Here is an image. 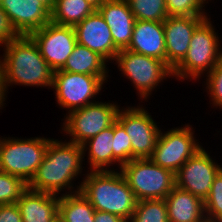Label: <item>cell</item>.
Masks as SVG:
<instances>
[{"mask_svg": "<svg viewBox=\"0 0 222 222\" xmlns=\"http://www.w3.org/2000/svg\"><path fill=\"white\" fill-rule=\"evenodd\" d=\"M83 175L86 176L81 182L80 192L96 211L130 220L137 200L120 171H90Z\"/></svg>", "mask_w": 222, "mask_h": 222, "instance_id": "obj_3", "label": "cell"}, {"mask_svg": "<svg viewBox=\"0 0 222 222\" xmlns=\"http://www.w3.org/2000/svg\"><path fill=\"white\" fill-rule=\"evenodd\" d=\"M208 16H168L163 22L166 64L173 70L185 57L192 34Z\"/></svg>", "mask_w": 222, "mask_h": 222, "instance_id": "obj_14", "label": "cell"}, {"mask_svg": "<svg viewBox=\"0 0 222 222\" xmlns=\"http://www.w3.org/2000/svg\"><path fill=\"white\" fill-rule=\"evenodd\" d=\"M2 48L5 92L13 84L52 87L54 70L42 57L37 43L30 35H20Z\"/></svg>", "mask_w": 222, "mask_h": 222, "instance_id": "obj_2", "label": "cell"}, {"mask_svg": "<svg viewBox=\"0 0 222 222\" xmlns=\"http://www.w3.org/2000/svg\"><path fill=\"white\" fill-rule=\"evenodd\" d=\"M48 148V138L30 139L0 137V171L23 179L35 176Z\"/></svg>", "mask_w": 222, "mask_h": 222, "instance_id": "obj_6", "label": "cell"}, {"mask_svg": "<svg viewBox=\"0 0 222 222\" xmlns=\"http://www.w3.org/2000/svg\"><path fill=\"white\" fill-rule=\"evenodd\" d=\"M105 82L98 76L54 71L51 89L55 90L57 104L68 113L97 102L91 100L103 89Z\"/></svg>", "mask_w": 222, "mask_h": 222, "instance_id": "obj_9", "label": "cell"}, {"mask_svg": "<svg viewBox=\"0 0 222 222\" xmlns=\"http://www.w3.org/2000/svg\"><path fill=\"white\" fill-rule=\"evenodd\" d=\"M95 10H98L107 0H86Z\"/></svg>", "mask_w": 222, "mask_h": 222, "instance_id": "obj_36", "label": "cell"}, {"mask_svg": "<svg viewBox=\"0 0 222 222\" xmlns=\"http://www.w3.org/2000/svg\"><path fill=\"white\" fill-rule=\"evenodd\" d=\"M0 222H23L16 203L0 204Z\"/></svg>", "mask_w": 222, "mask_h": 222, "instance_id": "obj_33", "label": "cell"}, {"mask_svg": "<svg viewBox=\"0 0 222 222\" xmlns=\"http://www.w3.org/2000/svg\"><path fill=\"white\" fill-rule=\"evenodd\" d=\"M95 209L79 191L59 196L58 222H94Z\"/></svg>", "mask_w": 222, "mask_h": 222, "instance_id": "obj_23", "label": "cell"}, {"mask_svg": "<svg viewBox=\"0 0 222 222\" xmlns=\"http://www.w3.org/2000/svg\"><path fill=\"white\" fill-rule=\"evenodd\" d=\"M97 11L110 27L114 45L119 50L127 49L136 21L127 0H107Z\"/></svg>", "mask_w": 222, "mask_h": 222, "instance_id": "obj_17", "label": "cell"}, {"mask_svg": "<svg viewBox=\"0 0 222 222\" xmlns=\"http://www.w3.org/2000/svg\"><path fill=\"white\" fill-rule=\"evenodd\" d=\"M207 93L212 99V106L222 108V59L216 64L212 71L206 75Z\"/></svg>", "mask_w": 222, "mask_h": 222, "instance_id": "obj_31", "label": "cell"}, {"mask_svg": "<svg viewBox=\"0 0 222 222\" xmlns=\"http://www.w3.org/2000/svg\"><path fill=\"white\" fill-rule=\"evenodd\" d=\"M0 109L4 106V102L6 100L5 96V88H4V78H3V65H2V57H0Z\"/></svg>", "mask_w": 222, "mask_h": 222, "instance_id": "obj_35", "label": "cell"}, {"mask_svg": "<svg viewBox=\"0 0 222 222\" xmlns=\"http://www.w3.org/2000/svg\"><path fill=\"white\" fill-rule=\"evenodd\" d=\"M136 20L164 22L168 17L165 0H127Z\"/></svg>", "mask_w": 222, "mask_h": 222, "instance_id": "obj_25", "label": "cell"}, {"mask_svg": "<svg viewBox=\"0 0 222 222\" xmlns=\"http://www.w3.org/2000/svg\"><path fill=\"white\" fill-rule=\"evenodd\" d=\"M94 222H129V221L113 213L95 210Z\"/></svg>", "mask_w": 222, "mask_h": 222, "instance_id": "obj_34", "label": "cell"}, {"mask_svg": "<svg viewBox=\"0 0 222 222\" xmlns=\"http://www.w3.org/2000/svg\"><path fill=\"white\" fill-rule=\"evenodd\" d=\"M120 172L137 201L165 199L176 187L175 173L150 158L133 159L123 164Z\"/></svg>", "mask_w": 222, "mask_h": 222, "instance_id": "obj_5", "label": "cell"}, {"mask_svg": "<svg viewBox=\"0 0 222 222\" xmlns=\"http://www.w3.org/2000/svg\"><path fill=\"white\" fill-rule=\"evenodd\" d=\"M129 222H169L165 200L137 201Z\"/></svg>", "mask_w": 222, "mask_h": 222, "instance_id": "obj_26", "label": "cell"}, {"mask_svg": "<svg viewBox=\"0 0 222 222\" xmlns=\"http://www.w3.org/2000/svg\"><path fill=\"white\" fill-rule=\"evenodd\" d=\"M192 129V125H185V127L172 128L165 133L160 131L150 159L162 168L176 173L189 158L202 148L195 139Z\"/></svg>", "mask_w": 222, "mask_h": 222, "instance_id": "obj_10", "label": "cell"}, {"mask_svg": "<svg viewBox=\"0 0 222 222\" xmlns=\"http://www.w3.org/2000/svg\"><path fill=\"white\" fill-rule=\"evenodd\" d=\"M84 156L86 154H83L82 146L66 140L62 142L61 140L48 138L45 157L35 176L29 182L28 188L55 195L61 194L60 192L62 191L64 192L65 188V190L69 191H65L66 193L62 194L79 192L81 184L79 183L75 190L71 182L78 177L77 175L82 174Z\"/></svg>", "mask_w": 222, "mask_h": 222, "instance_id": "obj_1", "label": "cell"}, {"mask_svg": "<svg viewBox=\"0 0 222 222\" xmlns=\"http://www.w3.org/2000/svg\"><path fill=\"white\" fill-rule=\"evenodd\" d=\"M106 64L107 61L98 53L77 43L72 54L60 70L98 76L104 82H107L109 70L106 68Z\"/></svg>", "mask_w": 222, "mask_h": 222, "instance_id": "obj_21", "label": "cell"}, {"mask_svg": "<svg viewBox=\"0 0 222 222\" xmlns=\"http://www.w3.org/2000/svg\"><path fill=\"white\" fill-rule=\"evenodd\" d=\"M219 41L215 27L207 17L193 32L187 54L172 70L173 77L179 80H197L204 73L208 75L222 59Z\"/></svg>", "mask_w": 222, "mask_h": 222, "instance_id": "obj_4", "label": "cell"}, {"mask_svg": "<svg viewBox=\"0 0 222 222\" xmlns=\"http://www.w3.org/2000/svg\"><path fill=\"white\" fill-rule=\"evenodd\" d=\"M116 121L130 137L132 160L150 158L161 131L150 113L142 106H126L119 109Z\"/></svg>", "mask_w": 222, "mask_h": 222, "instance_id": "obj_11", "label": "cell"}, {"mask_svg": "<svg viewBox=\"0 0 222 222\" xmlns=\"http://www.w3.org/2000/svg\"><path fill=\"white\" fill-rule=\"evenodd\" d=\"M204 205L207 222H222V169L215 176Z\"/></svg>", "mask_w": 222, "mask_h": 222, "instance_id": "obj_29", "label": "cell"}, {"mask_svg": "<svg viewBox=\"0 0 222 222\" xmlns=\"http://www.w3.org/2000/svg\"><path fill=\"white\" fill-rule=\"evenodd\" d=\"M38 1H40L50 12L55 3V0H38Z\"/></svg>", "mask_w": 222, "mask_h": 222, "instance_id": "obj_37", "label": "cell"}, {"mask_svg": "<svg viewBox=\"0 0 222 222\" xmlns=\"http://www.w3.org/2000/svg\"><path fill=\"white\" fill-rule=\"evenodd\" d=\"M114 61L145 101L161 81L173 77L172 69L164 61L130 50H120Z\"/></svg>", "mask_w": 222, "mask_h": 222, "instance_id": "obj_7", "label": "cell"}, {"mask_svg": "<svg viewBox=\"0 0 222 222\" xmlns=\"http://www.w3.org/2000/svg\"><path fill=\"white\" fill-rule=\"evenodd\" d=\"M27 189L23 179L0 171V204L17 203Z\"/></svg>", "mask_w": 222, "mask_h": 222, "instance_id": "obj_27", "label": "cell"}, {"mask_svg": "<svg viewBox=\"0 0 222 222\" xmlns=\"http://www.w3.org/2000/svg\"><path fill=\"white\" fill-rule=\"evenodd\" d=\"M94 11L86 0H55L51 22L74 27Z\"/></svg>", "mask_w": 222, "mask_h": 222, "instance_id": "obj_24", "label": "cell"}, {"mask_svg": "<svg viewBox=\"0 0 222 222\" xmlns=\"http://www.w3.org/2000/svg\"><path fill=\"white\" fill-rule=\"evenodd\" d=\"M119 106L115 103L95 102L67 113L62 130L71 136L69 142L82 146L86 141L112 126ZM72 138V139H71Z\"/></svg>", "mask_w": 222, "mask_h": 222, "instance_id": "obj_8", "label": "cell"}, {"mask_svg": "<svg viewBox=\"0 0 222 222\" xmlns=\"http://www.w3.org/2000/svg\"><path fill=\"white\" fill-rule=\"evenodd\" d=\"M220 166L202 147L175 173L176 187L205 200Z\"/></svg>", "mask_w": 222, "mask_h": 222, "instance_id": "obj_13", "label": "cell"}, {"mask_svg": "<svg viewBox=\"0 0 222 222\" xmlns=\"http://www.w3.org/2000/svg\"><path fill=\"white\" fill-rule=\"evenodd\" d=\"M126 50L154 57L166 63L163 22L136 20L132 40Z\"/></svg>", "mask_w": 222, "mask_h": 222, "instance_id": "obj_18", "label": "cell"}, {"mask_svg": "<svg viewBox=\"0 0 222 222\" xmlns=\"http://www.w3.org/2000/svg\"><path fill=\"white\" fill-rule=\"evenodd\" d=\"M113 164L116 162L120 167L132 160V146L129 135L125 129L116 121L113 124Z\"/></svg>", "mask_w": 222, "mask_h": 222, "instance_id": "obj_28", "label": "cell"}, {"mask_svg": "<svg viewBox=\"0 0 222 222\" xmlns=\"http://www.w3.org/2000/svg\"><path fill=\"white\" fill-rule=\"evenodd\" d=\"M164 200L169 222H207L200 197L175 187Z\"/></svg>", "mask_w": 222, "mask_h": 222, "instance_id": "obj_20", "label": "cell"}, {"mask_svg": "<svg viewBox=\"0 0 222 222\" xmlns=\"http://www.w3.org/2000/svg\"><path fill=\"white\" fill-rule=\"evenodd\" d=\"M74 30L77 43L98 53L107 62L115 60L120 50L114 45L110 27L97 10L75 25Z\"/></svg>", "mask_w": 222, "mask_h": 222, "instance_id": "obj_15", "label": "cell"}, {"mask_svg": "<svg viewBox=\"0 0 222 222\" xmlns=\"http://www.w3.org/2000/svg\"><path fill=\"white\" fill-rule=\"evenodd\" d=\"M30 36L54 71L65 65L77 44L73 26L59 25L51 21L41 29L33 31Z\"/></svg>", "mask_w": 222, "mask_h": 222, "instance_id": "obj_12", "label": "cell"}, {"mask_svg": "<svg viewBox=\"0 0 222 222\" xmlns=\"http://www.w3.org/2000/svg\"><path fill=\"white\" fill-rule=\"evenodd\" d=\"M168 16H207L204 0H165Z\"/></svg>", "mask_w": 222, "mask_h": 222, "instance_id": "obj_30", "label": "cell"}, {"mask_svg": "<svg viewBox=\"0 0 222 222\" xmlns=\"http://www.w3.org/2000/svg\"><path fill=\"white\" fill-rule=\"evenodd\" d=\"M20 34L13 27L7 14L0 6V46L6 45L8 42L16 39Z\"/></svg>", "mask_w": 222, "mask_h": 222, "instance_id": "obj_32", "label": "cell"}, {"mask_svg": "<svg viewBox=\"0 0 222 222\" xmlns=\"http://www.w3.org/2000/svg\"><path fill=\"white\" fill-rule=\"evenodd\" d=\"M16 204L23 222H58L59 195L28 188Z\"/></svg>", "mask_w": 222, "mask_h": 222, "instance_id": "obj_19", "label": "cell"}, {"mask_svg": "<svg viewBox=\"0 0 222 222\" xmlns=\"http://www.w3.org/2000/svg\"><path fill=\"white\" fill-rule=\"evenodd\" d=\"M0 6L20 35H30L51 21V12L38 0H0Z\"/></svg>", "mask_w": 222, "mask_h": 222, "instance_id": "obj_16", "label": "cell"}, {"mask_svg": "<svg viewBox=\"0 0 222 222\" xmlns=\"http://www.w3.org/2000/svg\"><path fill=\"white\" fill-rule=\"evenodd\" d=\"M113 125L104 129L93 138L86 141L83 145V154L88 149V160L90 171H111L113 164ZM106 167V168H105ZM109 167V168H107Z\"/></svg>", "mask_w": 222, "mask_h": 222, "instance_id": "obj_22", "label": "cell"}]
</instances>
